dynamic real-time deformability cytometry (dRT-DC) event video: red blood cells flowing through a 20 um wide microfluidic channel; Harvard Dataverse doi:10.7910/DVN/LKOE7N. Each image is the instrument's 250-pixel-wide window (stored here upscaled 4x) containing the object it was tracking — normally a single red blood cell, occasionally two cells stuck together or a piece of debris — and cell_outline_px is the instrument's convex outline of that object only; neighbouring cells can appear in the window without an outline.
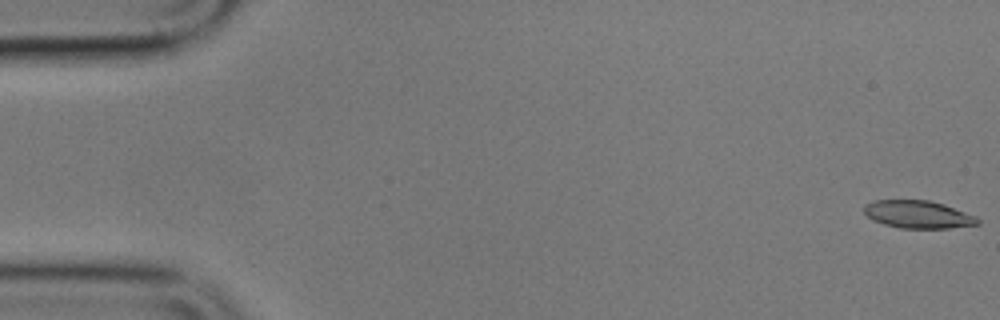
{"species": "common noctule bat (a hibernating species)", "species_latin": "Nyctalus noctula", "temperature_condition": "cold", "stored_images_in_passage": 57, "camera_frame_rate_fps": 3000, "um_per_image_px": 0.085, "animal": {"sex": "male", "body_mass_g": 17.9}, "frame": {"image": 1, "passage_image": 1, "time_ms": 0.0, "image_size_px": [1000, 320], "cell_outline_px": [[980, 224], [948, 228], [900, 228], [884, 224], [872, 220], [864, 212], [864, 204], [872, 200], [928, 200], [944, 204], [976, 216], [980, 220]], "centroid_in_image_um": [78.02, 18.22], "position_along_channel_um": 7.0, "area_um2": 18.38}}
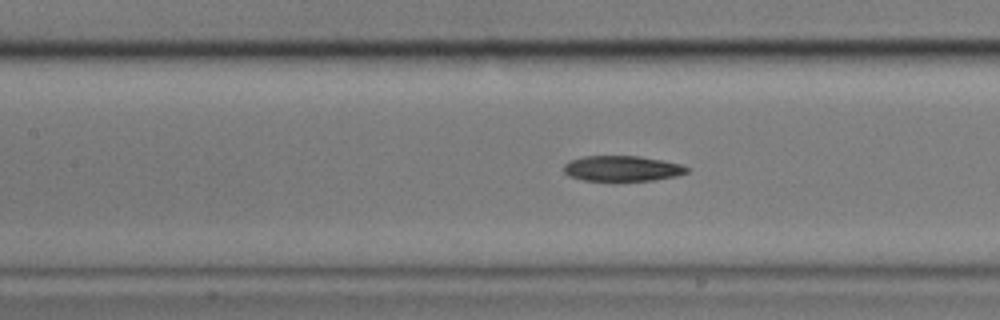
{"frame": {"image": 2, "passage_image": 25, "time_ms": 8.0, "image_size_px": [1000, 320], "cell_outline_px": [[688, 172], [676, 176], [656, 180], [584, 180], [568, 176], [564, 172], [564, 164], [568, 160], [584, 156], [640, 156], [680, 164], [688, 168]], "centroid_in_image_um": [52.85, 14.31], "position_along_channel_um": 154.6, "area_um2": 18.15}}
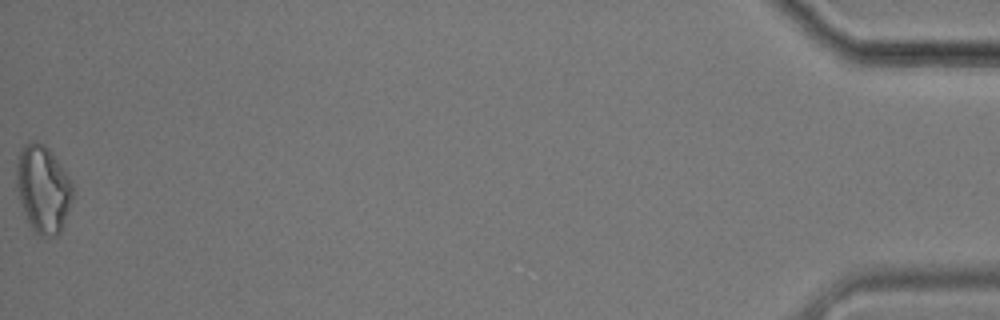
{"frame": {"image": 3, "passage_image": 57, "time_ms": 18.667, "image_size_px": [1000, 320], "cell_outline_px": [[72, 196], [60, 232], [56, 236], [40, 236], [32, 228], [28, 220], [20, 200], [16, 188], [16, 164], [20, 152], [24, 144], [32, 140], [36, 140], [44, 144], [48, 148], [68, 176], [72, 184]], "centroid_in_image_um": [3.63, 16.03], "position_along_channel_um": 431.6, "area_um2": 28.09}, "authors_computed_cell_mechanics": {"area_um2": 19.1896, "velocity_mm_per_s": 3.5217, "shape_relaxation_time_tau1_ms": 9.049, "shape_relaxation_time_tau2_ms": 7.6663, "deformation_change_tau1": 0.1971, "deformation_change_tau2": 0.1899}}